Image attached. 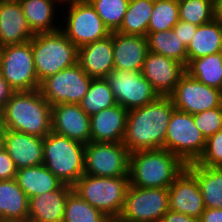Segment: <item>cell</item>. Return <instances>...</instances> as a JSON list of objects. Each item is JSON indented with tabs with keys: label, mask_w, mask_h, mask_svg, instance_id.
Wrapping results in <instances>:
<instances>
[{
	"label": "cell",
	"mask_w": 222,
	"mask_h": 222,
	"mask_svg": "<svg viewBox=\"0 0 222 222\" xmlns=\"http://www.w3.org/2000/svg\"><path fill=\"white\" fill-rule=\"evenodd\" d=\"M174 109L170 96H159L145 106L128 110L122 143L129 153L164 149L167 128Z\"/></svg>",
	"instance_id": "obj_1"
},
{
	"label": "cell",
	"mask_w": 222,
	"mask_h": 222,
	"mask_svg": "<svg viewBox=\"0 0 222 222\" xmlns=\"http://www.w3.org/2000/svg\"><path fill=\"white\" fill-rule=\"evenodd\" d=\"M52 106L39 89L13 92L0 112L4 130L46 137L52 131Z\"/></svg>",
	"instance_id": "obj_2"
},
{
	"label": "cell",
	"mask_w": 222,
	"mask_h": 222,
	"mask_svg": "<svg viewBox=\"0 0 222 222\" xmlns=\"http://www.w3.org/2000/svg\"><path fill=\"white\" fill-rule=\"evenodd\" d=\"M186 164L166 149L143 150L130 154V186L168 188L183 172Z\"/></svg>",
	"instance_id": "obj_3"
},
{
	"label": "cell",
	"mask_w": 222,
	"mask_h": 222,
	"mask_svg": "<svg viewBox=\"0 0 222 222\" xmlns=\"http://www.w3.org/2000/svg\"><path fill=\"white\" fill-rule=\"evenodd\" d=\"M129 186V176L97 177L83 174L72 190L112 220L120 217Z\"/></svg>",
	"instance_id": "obj_4"
},
{
	"label": "cell",
	"mask_w": 222,
	"mask_h": 222,
	"mask_svg": "<svg viewBox=\"0 0 222 222\" xmlns=\"http://www.w3.org/2000/svg\"><path fill=\"white\" fill-rule=\"evenodd\" d=\"M85 144L51 131L43 140V164L61 182L73 186L84 174Z\"/></svg>",
	"instance_id": "obj_5"
},
{
	"label": "cell",
	"mask_w": 222,
	"mask_h": 222,
	"mask_svg": "<svg viewBox=\"0 0 222 222\" xmlns=\"http://www.w3.org/2000/svg\"><path fill=\"white\" fill-rule=\"evenodd\" d=\"M38 81L78 63V47L61 30L36 34L31 39Z\"/></svg>",
	"instance_id": "obj_6"
},
{
	"label": "cell",
	"mask_w": 222,
	"mask_h": 222,
	"mask_svg": "<svg viewBox=\"0 0 222 222\" xmlns=\"http://www.w3.org/2000/svg\"><path fill=\"white\" fill-rule=\"evenodd\" d=\"M60 19V30L78 48L106 38L111 33L90 2L76 0L63 3Z\"/></svg>",
	"instance_id": "obj_7"
},
{
	"label": "cell",
	"mask_w": 222,
	"mask_h": 222,
	"mask_svg": "<svg viewBox=\"0 0 222 222\" xmlns=\"http://www.w3.org/2000/svg\"><path fill=\"white\" fill-rule=\"evenodd\" d=\"M0 72L14 92L40 89L31 40L0 48Z\"/></svg>",
	"instance_id": "obj_8"
},
{
	"label": "cell",
	"mask_w": 222,
	"mask_h": 222,
	"mask_svg": "<svg viewBox=\"0 0 222 222\" xmlns=\"http://www.w3.org/2000/svg\"><path fill=\"white\" fill-rule=\"evenodd\" d=\"M206 139L196 127L193 115L174 109L167 128L164 149L178 156L186 165L202 155Z\"/></svg>",
	"instance_id": "obj_9"
},
{
	"label": "cell",
	"mask_w": 222,
	"mask_h": 222,
	"mask_svg": "<svg viewBox=\"0 0 222 222\" xmlns=\"http://www.w3.org/2000/svg\"><path fill=\"white\" fill-rule=\"evenodd\" d=\"M130 153L122 142L85 144L84 174L97 177L129 176Z\"/></svg>",
	"instance_id": "obj_10"
},
{
	"label": "cell",
	"mask_w": 222,
	"mask_h": 222,
	"mask_svg": "<svg viewBox=\"0 0 222 222\" xmlns=\"http://www.w3.org/2000/svg\"><path fill=\"white\" fill-rule=\"evenodd\" d=\"M168 199V188L129 186L118 219L122 222H160L170 210Z\"/></svg>",
	"instance_id": "obj_11"
},
{
	"label": "cell",
	"mask_w": 222,
	"mask_h": 222,
	"mask_svg": "<svg viewBox=\"0 0 222 222\" xmlns=\"http://www.w3.org/2000/svg\"><path fill=\"white\" fill-rule=\"evenodd\" d=\"M79 63L48 76L40 84V91L47 102L56 104H80L92 81Z\"/></svg>",
	"instance_id": "obj_12"
},
{
	"label": "cell",
	"mask_w": 222,
	"mask_h": 222,
	"mask_svg": "<svg viewBox=\"0 0 222 222\" xmlns=\"http://www.w3.org/2000/svg\"><path fill=\"white\" fill-rule=\"evenodd\" d=\"M106 79L116 103L127 110L145 106L159 97L140 71L114 69Z\"/></svg>",
	"instance_id": "obj_13"
},
{
	"label": "cell",
	"mask_w": 222,
	"mask_h": 222,
	"mask_svg": "<svg viewBox=\"0 0 222 222\" xmlns=\"http://www.w3.org/2000/svg\"><path fill=\"white\" fill-rule=\"evenodd\" d=\"M175 109L195 114L222 106V91L199 82L187 72L170 95Z\"/></svg>",
	"instance_id": "obj_14"
},
{
	"label": "cell",
	"mask_w": 222,
	"mask_h": 222,
	"mask_svg": "<svg viewBox=\"0 0 222 222\" xmlns=\"http://www.w3.org/2000/svg\"><path fill=\"white\" fill-rule=\"evenodd\" d=\"M185 73L186 66L179 61L150 51L141 70L159 96H170Z\"/></svg>",
	"instance_id": "obj_15"
},
{
	"label": "cell",
	"mask_w": 222,
	"mask_h": 222,
	"mask_svg": "<svg viewBox=\"0 0 222 222\" xmlns=\"http://www.w3.org/2000/svg\"><path fill=\"white\" fill-rule=\"evenodd\" d=\"M169 209L199 219L205 204L197 179L185 168L168 187Z\"/></svg>",
	"instance_id": "obj_16"
},
{
	"label": "cell",
	"mask_w": 222,
	"mask_h": 222,
	"mask_svg": "<svg viewBox=\"0 0 222 222\" xmlns=\"http://www.w3.org/2000/svg\"><path fill=\"white\" fill-rule=\"evenodd\" d=\"M52 131L69 139L88 144L91 138L90 117L80 104H56L52 106Z\"/></svg>",
	"instance_id": "obj_17"
},
{
	"label": "cell",
	"mask_w": 222,
	"mask_h": 222,
	"mask_svg": "<svg viewBox=\"0 0 222 222\" xmlns=\"http://www.w3.org/2000/svg\"><path fill=\"white\" fill-rule=\"evenodd\" d=\"M43 140L39 136L4 130L3 148L17 169L43 164Z\"/></svg>",
	"instance_id": "obj_18"
},
{
	"label": "cell",
	"mask_w": 222,
	"mask_h": 222,
	"mask_svg": "<svg viewBox=\"0 0 222 222\" xmlns=\"http://www.w3.org/2000/svg\"><path fill=\"white\" fill-rule=\"evenodd\" d=\"M112 44L114 69L141 72L146 54L148 53L147 37L125 35L114 31L112 32Z\"/></svg>",
	"instance_id": "obj_19"
},
{
	"label": "cell",
	"mask_w": 222,
	"mask_h": 222,
	"mask_svg": "<svg viewBox=\"0 0 222 222\" xmlns=\"http://www.w3.org/2000/svg\"><path fill=\"white\" fill-rule=\"evenodd\" d=\"M78 63L92 78H106L114 70L112 32L106 38L78 48Z\"/></svg>",
	"instance_id": "obj_20"
},
{
	"label": "cell",
	"mask_w": 222,
	"mask_h": 222,
	"mask_svg": "<svg viewBox=\"0 0 222 222\" xmlns=\"http://www.w3.org/2000/svg\"><path fill=\"white\" fill-rule=\"evenodd\" d=\"M128 110L116 104L90 117V142H123Z\"/></svg>",
	"instance_id": "obj_21"
},
{
	"label": "cell",
	"mask_w": 222,
	"mask_h": 222,
	"mask_svg": "<svg viewBox=\"0 0 222 222\" xmlns=\"http://www.w3.org/2000/svg\"><path fill=\"white\" fill-rule=\"evenodd\" d=\"M72 186L64 184L59 190L29 198L27 222H63L66 200Z\"/></svg>",
	"instance_id": "obj_22"
},
{
	"label": "cell",
	"mask_w": 222,
	"mask_h": 222,
	"mask_svg": "<svg viewBox=\"0 0 222 222\" xmlns=\"http://www.w3.org/2000/svg\"><path fill=\"white\" fill-rule=\"evenodd\" d=\"M20 5L34 35L60 30L62 4L58 0H24Z\"/></svg>",
	"instance_id": "obj_23"
},
{
	"label": "cell",
	"mask_w": 222,
	"mask_h": 222,
	"mask_svg": "<svg viewBox=\"0 0 222 222\" xmlns=\"http://www.w3.org/2000/svg\"><path fill=\"white\" fill-rule=\"evenodd\" d=\"M33 36L21 5L0 2V48L25 43Z\"/></svg>",
	"instance_id": "obj_24"
},
{
	"label": "cell",
	"mask_w": 222,
	"mask_h": 222,
	"mask_svg": "<svg viewBox=\"0 0 222 222\" xmlns=\"http://www.w3.org/2000/svg\"><path fill=\"white\" fill-rule=\"evenodd\" d=\"M29 198L15 178L0 180V222H27Z\"/></svg>",
	"instance_id": "obj_25"
},
{
	"label": "cell",
	"mask_w": 222,
	"mask_h": 222,
	"mask_svg": "<svg viewBox=\"0 0 222 222\" xmlns=\"http://www.w3.org/2000/svg\"><path fill=\"white\" fill-rule=\"evenodd\" d=\"M222 52V20L199 25L187 46V65L194 59Z\"/></svg>",
	"instance_id": "obj_26"
},
{
	"label": "cell",
	"mask_w": 222,
	"mask_h": 222,
	"mask_svg": "<svg viewBox=\"0 0 222 222\" xmlns=\"http://www.w3.org/2000/svg\"><path fill=\"white\" fill-rule=\"evenodd\" d=\"M15 180L28 198L59 190L64 185L44 164L18 169Z\"/></svg>",
	"instance_id": "obj_27"
},
{
	"label": "cell",
	"mask_w": 222,
	"mask_h": 222,
	"mask_svg": "<svg viewBox=\"0 0 222 222\" xmlns=\"http://www.w3.org/2000/svg\"><path fill=\"white\" fill-rule=\"evenodd\" d=\"M186 169L197 179L206 208H222V167H205L195 162Z\"/></svg>",
	"instance_id": "obj_28"
},
{
	"label": "cell",
	"mask_w": 222,
	"mask_h": 222,
	"mask_svg": "<svg viewBox=\"0 0 222 222\" xmlns=\"http://www.w3.org/2000/svg\"><path fill=\"white\" fill-rule=\"evenodd\" d=\"M154 0H130L123 22L117 32L147 37Z\"/></svg>",
	"instance_id": "obj_29"
},
{
	"label": "cell",
	"mask_w": 222,
	"mask_h": 222,
	"mask_svg": "<svg viewBox=\"0 0 222 222\" xmlns=\"http://www.w3.org/2000/svg\"><path fill=\"white\" fill-rule=\"evenodd\" d=\"M186 72L199 82L222 91V52L192 60Z\"/></svg>",
	"instance_id": "obj_30"
},
{
	"label": "cell",
	"mask_w": 222,
	"mask_h": 222,
	"mask_svg": "<svg viewBox=\"0 0 222 222\" xmlns=\"http://www.w3.org/2000/svg\"><path fill=\"white\" fill-rule=\"evenodd\" d=\"M148 51L175 59L187 66V47L174 30L147 33Z\"/></svg>",
	"instance_id": "obj_31"
},
{
	"label": "cell",
	"mask_w": 222,
	"mask_h": 222,
	"mask_svg": "<svg viewBox=\"0 0 222 222\" xmlns=\"http://www.w3.org/2000/svg\"><path fill=\"white\" fill-rule=\"evenodd\" d=\"M113 92L106 78H93L87 94L83 97L80 106L89 116H93L103 109L115 106Z\"/></svg>",
	"instance_id": "obj_32"
},
{
	"label": "cell",
	"mask_w": 222,
	"mask_h": 222,
	"mask_svg": "<svg viewBox=\"0 0 222 222\" xmlns=\"http://www.w3.org/2000/svg\"><path fill=\"white\" fill-rule=\"evenodd\" d=\"M102 211L92 207L77 193H68L63 222H110Z\"/></svg>",
	"instance_id": "obj_33"
},
{
	"label": "cell",
	"mask_w": 222,
	"mask_h": 222,
	"mask_svg": "<svg viewBox=\"0 0 222 222\" xmlns=\"http://www.w3.org/2000/svg\"><path fill=\"white\" fill-rule=\"evenodd\" d=\"M178 22V0H154L147 33L172 30Z\"/></svg>",
	"instance_id": "obj_34"
},
{
	"label": "cell",
	"mask_w": 222,
	"mask_h": 222,
	"mask_svg": "<svg viewBox=\"0 0 222 222\" xmlns=\"http://www.w3.org/2000/svg\"><path fill=\"white\" fill-rule=\"evenodd\" d=\"M179 20L196 26L216 18L214 0H178Z\"/></svg>",
	"instance_id": "obj_35"
},
{
	"label": "cell",
	"mask_w": 222,
	"mask_h": 222,
	"mask_svg": "<svg viewBox=\"0 0 222 222\" xmlns=\"http://www.w3.org/2000/svg\"><path fill=\"white\" fill-rule=\"evenodd\" d=\"M130 0H92L90 3L110 32L117 31Z\"/></svg>",
	"instance_id": "obj_36"
},
{
	"label": "cell",
	"mask_w": 222,
	"mask_h": 222,
	"mask_svg": "<svg viewBox=\"0 0 222 222\" xmlns=\"http://www.w3.org/2000/svg\"><path fill=\"white\" fill-rule=\"evenodd\" d=\"M196 127L207 139L222 129V106L193 114Z\"/></svg>",
	"instance_id": "obj_37"
},
{
	"label": "cell",
	"mask_w": 222,
	"mask_h": 222,
	"mask_svg": "<svg viewBox=\"0 0 222 222\" xmlns=\"http://www.w3.org/2000/svg\"><path fill=\"white\" fill-rule=\"evenodd\" d=\"M195 163L205 167H222V129L206 139L204 151Z\"/></svg>",
	"instance_id": "obj_38"
},
{
	"label": "cell",
	"mask_w": 222,
	"mask_h": 222,
	"mask_svg": "<svg viewBox=\"0 0 222 222\" xmlns=\"http://www.w3.org/2000/svg\"><path fill=\"white\" fill-rule=\"evenodd\" d=\"M17 170L15 163L2 146L0 148V180H10L15 178Z\"/></svg>",
	"instance_id": "obj_39"
},
{
	"label": "cell",
	"mask_w": 222,
	"mask_h": 222,
	"mask_svg": "<svg viewBox=\"0 0 222 222\" xmlns=\"http://www.w3.org/2000/svg\"><path fill=\"white\" fill-rule=\"evenodd\" d=\"M197 27L198 26L189 22L179 20V22L173 27V30L177 37H179L182 43L187 47L194 36Z\"/></svg>",
	"instance_id": "obj_40"
},
{
	"label": "cell",
	"mask_w": 222,
	"mask_h": 222,
	"mask_svg": "<svg viewBox=\"0 0 222 222\" xmlns=\"http://www.w3.org/2000/svg\"><path fill=\"white\" fill-rule=\"evenodd\" d=\"M160 222H199V219L169 210Z\"/></svg>",
	"instance_id": "obj_41"
},
{
	"label": "cell",
	"mask_w": 222,
	"mask_h": 222,
	"mask_svg": "<svg viewBox=\"0 0 222 222\" xmlns=\"http://www.w3.org/2000/svg\"><path fill=\"white\" fill-rule=\"evenodd\" d=\"M199 222H222V208H205Z\"/></svg>",
	"instance_id": "obj_42"
},
{
	"label": "cell",
	"mask_w": 222,
	"mask_h": 222,
	"mask_svg": "<svg viewBox=\"0 0 222 222\" xmlns=\"http://www.w3.org/2000/svg\"><path fill=\"white\" fill-rule=\"evenodd\" d=\"M14 91L9 87L6 80L3 78L0 72V112L3 110L6 102L10 98Z\"/></svg>",
	"instance_id": "obj_43"
},
{
	"label": "cell",
	"mask_w": 222,
	"mask_h": 222,
	"mask_svg": "<svg viewBox=\"0 0 222 222\" xmlns=\"http://www.w3.org/2000/svg\"><path fill=\"white\" fill-rule=\"evenodd\" d=\"M215 16L222 20V0H214Z\"/></svg>",
	"instance_id": "obj_44"
},
{
	"label": "cell",
	"mask_w": 222,
	"mask_h": 222,
	"mask_svg": "<svg viewBox=\"0 0 222 222\" xmlns=\"http://www.w3.org/2000/svg\"><path fill=\"white\" fill-rule=\"evenodd\" d=\"M3 131H4V128L2 127V124L0 123V148L2 147V144H3Z\"/></svg>",
	"instance_id": "obj_45"
},
{
	"label": "cell",
	"mask_w": 222,
	"mask_h": 222,
	"mask_svg": "<svg viewBox=\"0 0 222 222\" xmlns=\"http://www.w3.org/2000/svg\"><path fill=\"white\" fill-rule=\"evenodd\" d=\"M24 0H0L3 3H22Z\"/></svg>",
	"instance_id": "obj_46"
},
{
	"label": "cell",
	"mask_w": 222,
	"mask_h": 222,
	"mask_svg": "<svg viewBox=\"0 0 222 222\" xmlns=\"http://www.w3.org/2000/svg\"><path fill=\"white\" fill-rule=\"evenodd\" d=\"M61 4L71 2V1H76V0H58ZM78 1V0H77Z\"/></svg>",
	"instance_id": "obj_47"
},
{
	"label": "cell",
	"mask_w": 222,
	"mask_h": 222,
	"mask_svg": "<svg viewBox=\"0 0 222 222\" xmlns=\"http://www.w3.org/2000/svg\"><path fill=\"white\" fill-rule=\"evenodd\" d=\"M110 222H122V221L119 219H112Z\"/></svg>",
	"instance_id": "obj_48"
},
{
	"label": "cell",
	"mask_w": 222,
	"mask_h": 222,
	"mask_svg": "<svg viewBox=\"0 0 222 222\" xmlns=\"http://www.w3.org/2000/svg\"><path fill=\"white\" fill-rule=\"evenodd\" d=\"M80 2H91L92 0H78Z\"/></svg>",
	"instance_id": "obj_49"
}]
</instances>
